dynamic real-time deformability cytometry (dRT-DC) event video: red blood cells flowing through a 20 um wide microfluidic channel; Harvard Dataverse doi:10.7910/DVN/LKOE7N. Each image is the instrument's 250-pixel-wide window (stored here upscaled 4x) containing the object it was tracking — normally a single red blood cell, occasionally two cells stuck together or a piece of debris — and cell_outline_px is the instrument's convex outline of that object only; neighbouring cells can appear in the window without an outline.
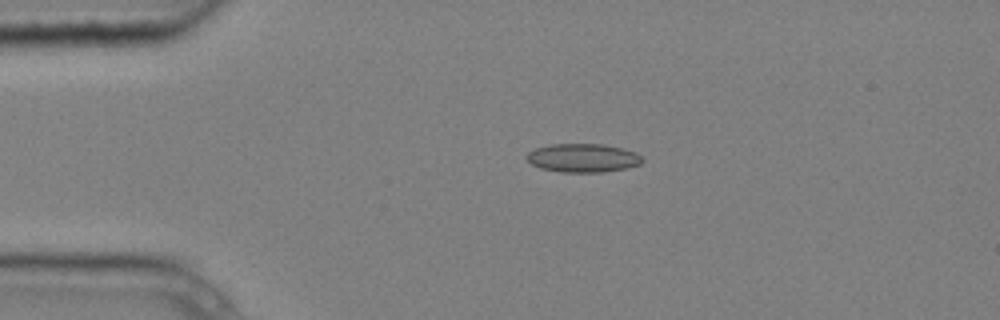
{"species": "common noctule bat (a hibernating species)", "species_latin": "Nyctalus noctula", "temperature_condition": "cold", "stored_images_in_passage": 4, "camera_frame_rate_fps": 3000, "um_per_image_px": 0.085, "animal": {"sex": "male", "body_mass_g": 20.4}, "frame": {"image": 1, "passage_image": 4, "time_ms": 1.0, "image_size_px": [1000, 320], "cell_outline_px": [[644, 160], [640, 164], [628, 168], [600, 172], [560, 172], [540, 168], [532, 164], [524, 156], [528, 152], [536, 148], [552, 144], [600, 144], [620, 148], [636, 152]], "centroid_in_image_um": [49.53, 13.43], "position_along_channel_um": 35.5, "area_um2": 19.19}}